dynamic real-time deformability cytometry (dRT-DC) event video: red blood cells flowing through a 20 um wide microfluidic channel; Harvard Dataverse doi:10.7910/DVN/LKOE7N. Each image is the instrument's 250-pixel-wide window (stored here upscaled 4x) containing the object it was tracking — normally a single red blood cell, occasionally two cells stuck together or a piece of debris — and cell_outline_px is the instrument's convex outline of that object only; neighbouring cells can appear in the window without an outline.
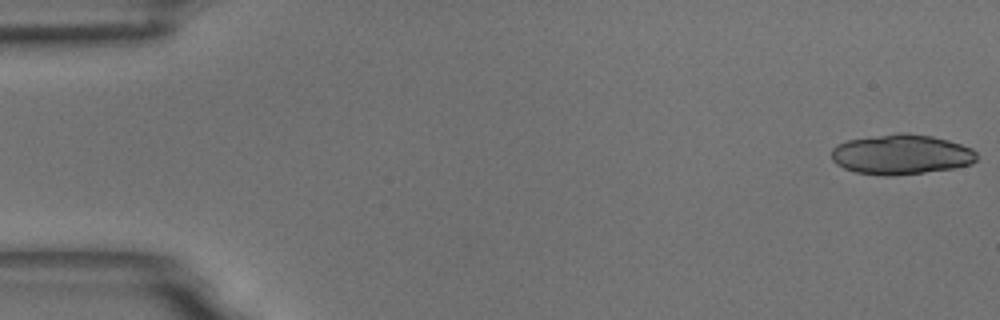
{"species": "common noctule bat (a hibernating species)", "species_latin": "Nyctalus noctula", "temperature_condition": "room temperature", "stored_images_in_passage": 22, "camera_frame_rate_fps": 3000, "um_per_image_px": 0.085, "animal": {"sex": "male", "body_mass_g": 18.8}, "frame": {"image": 1, "passage_image": 1, "time_ms": 0.0, "image_size_px": [1000, 320], "cell_outline_px": [[976, 160], [972, 164], [952, 168], [924, 172], [892, 176], [884, 176], [856, 172], [844, 168], [836, 164], [832, 160], [832, 148], [836, 144], [848, 140], [896, 132], [908, 132], [932, 136], [948, 140], [972, 148], [976, 152]], "centroid_in_image_um": [76.59, 13.12], "position_along_channel_um": 8.4, "area_um2": 34.04}}